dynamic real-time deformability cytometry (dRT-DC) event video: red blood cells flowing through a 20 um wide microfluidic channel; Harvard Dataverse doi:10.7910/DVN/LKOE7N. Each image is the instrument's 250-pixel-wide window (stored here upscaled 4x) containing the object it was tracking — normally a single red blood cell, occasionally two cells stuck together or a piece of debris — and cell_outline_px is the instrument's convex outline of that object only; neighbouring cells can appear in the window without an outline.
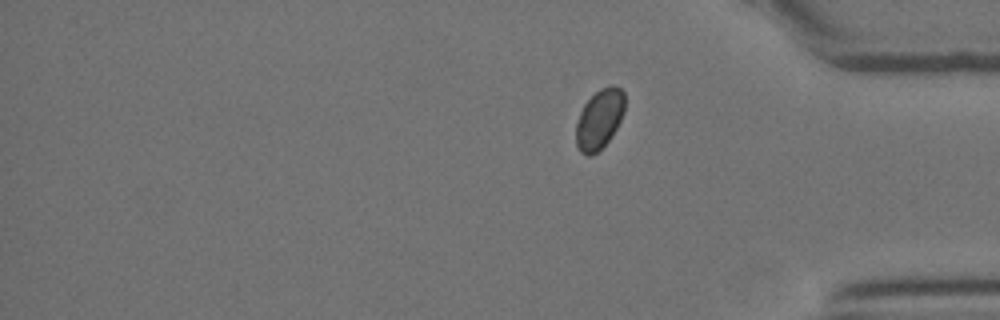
{"species": "Egyptian fruit bat (a non-hibernating species)", "species_latin": "Rousettus aegyptiacus", "temperature_condition": "room temperature", "stored_images_in_passage": 22, "segment_of_instrument_passage": [2, 2], "camera_frame_rate_fps": 3000, "um_per_image_px": 0.085, "animal": {"sex": "female"}, "frame": {"image": 1, "passage_image": 22, "time_ms": 7.0, "image_size_px": [1000, 320], "cell_outline_px": [[624, 112], [616, 128], [608, 140], [592, 156], [588, 156], [580, 152], [576, 144], [576, 124], [580, 112], [584, 104], [600, 88], [612, 84], [620, 88], [624, 92]], "centroid_in_image_um": [50.94, 10.12], "position_along_channel_um": 384.3, "area_um2": 16.82}}